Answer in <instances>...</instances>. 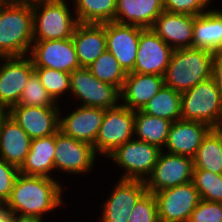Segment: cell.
<instances>
[{"label":"cell","mask_w":222,"mask_h":222,"mask_svg":"<svg viewBox=\"0 0 222 222\" xmlns=\"http://www.w3.org/2000/svg\"><path fill=\"white\" fill-rule=\"evenodd\" d=\"M78 23L102 24L115 20L116 0H74Z\"/></svg>","instance_id":"30"},{"label":"cell","mask_w":222,"mask_h":222,"mask_svg":"<svg viewBox=\"0 0 222 222\" xmlns=\"http://www.w3.org/2000/svg\"><path fill=\"white\" fill-rule=\"evenodd\" d=\"M104 118L93 145L95 153L106 157L134 136L135 111L123 104L104 109Z\"/></svg>","instance_id":"6"},{"label":"cell","mask_w":222,"mask_h":222,"mask_svg":"<svg viewBox=\"0 0 222 222\" xmlns=\"http://www.w3.org/2000/svg\"><path fill=\"white\" fill-rule=\"evenodd\" d=\"M34 72L55 102L65 91H70V73L45 67H34Z\"/></svg>","instance_id":"33"},{"label":"cell","mask_w":222,"mask_h":222,"mask_svg":"<svg viewBox=\"0 0 222 222\" xmlns=\"http://www.w3.org/2000/svg\"><path fill=\"white\" fill-rule=\"evenodd\" d=\"M189 222H222V203L201 199L192 211Z\"/></svg>","instance_id":"37"},{"label":"cell","mask_w":222,"mask_h":222,"mask_svg":"<svg viewBox=\"0 0 222 222\" xmlns=\"http://www.w3.org/2000/svg\"><path fill=\"white\" fill-rule=\"evenodd\" d=\"M163 150L160 152L149 178L144 181L149 193L154 194L191 182L193 179V158L168 152L163 153Z\"/></svg>","instance_id":"8"},{"label":"cell","mask_w":222,"mask_h":222,"mask_svg":"<svg viewBox=\"0 0 222 222\" xmlns=\"http://www.w3.org/2000/svg\"><path fill=\"white\" fill-rule=\"evenodd\" d=\"M142 112L169 121L181 119V93L165 85L141 109Z\"/></svg>","instance_id":"29"},{"label":"cell","mask_w":222,"mask_h":222,"mask_svg":"<svg viewBox=\"0 0 222 222\" xmlns=\"http://www.w3.org/2000/svg\"><path fill=\"white\" fill-rule=\"evenodd\" d=\"M164 85V76L137 72L127 73L120 91L123 105L133 111L141 110Z\"/></svg>","instance_id":"21"},{"label":"cell","mask_w":222,"mask_h":222,"mask_svg":"<svg viewBox=\"0 0 222 222\" xmlns=\"http://www.w3.org/2000/svg\"><path fill=\"white\" fill-rule=\"evenodd\" d=\"M32 139L8 115L0 125V158L20 168L30 151Z\"/></svg>","instance_id":"23"},{"label":"cell","mask_w":222,"mask_h":222,"mask_svg":"<svg viewBox=\"0 0 222 222\" xmlns=\"http://www.w3.org/2000/svg\"><path fill=\"white\" fill-rule=\"evenodd\" d=\"M9 115L33 139L48 137L59 131L60 109L16 104Z\"/></svg>","instance_id":"16"},{"label":"cell","mask_w":222,"mask_h":222,"mask_svg":"<svg viewBox=\"0 0 222 222\" xmlns=\"http://www.w3.org/2000/svg\"><path fill=\"white\" fill-rule=\"evenodd\" d=\"M129 217L128 222H159L155 195L146 192L135 204Z\"/></svg>","instance_id":"35"},{"label":"cell","mask_w":222,"mask_h":222,"mask_svg":"<svg viewBox=\"0 0 222 222\" xmlns=\"http://www.w3.org/2000/svg\"><path fill=\"white\" fill-rule=\"evenodd\" d=\"M68 116L59 119V131L75 140L94 145L104 118V109L79 106Z\"/></svg>","instance_id":"18"},{"label":"cell","mask_w":222,"mask_h":222,"mask_svg":"<svg viewBox=\"0 0 222 222\" xmlns=\"http://www.w3.org/2000/svg\"><path fill=\"white\" fill-rule=\"evenodd\" d=\"M192 182L199 191L201 199L222 203V174L194 169Z\"/></svg>","instance_id":"32"},{"label":"cell","mask_w":222,"mask_h":222,"mask_svg":"<svg viewBox=\"0 0 222 222\" xmlns=\"http://www.w3.org/2000/svg\"><path fill=\"white\" fill-rule=\"evenodd\" d=\"M55 134L33 139L29 153L19 168V173L53 179L49 172L55 168Z\"/></svg>","instance_id":"26"},{"label":"cell","mask_w":222,"mask_h":222,"mask_svg":"<svg viewBox=\"0 0 222 222\" xmlns=\"http://www.w3.org/2000/svg\"><path fill=\"white\" fill-rule=\"evenodd\" d=\"M88 69L100 81L122 90L127 73L109 51L103 52Z\"/></svg>","instance_id":"31"},{"label":"cell","mask_w":222,"mask_h":222,"mask_svg":"<svg viewBox=\"0 0 222 222\" xmlns=\"http://www.w3.org/2000/svg\"><path fill=\"white\" fill-rule=\"evenodd\" d=\"M209 2L210 0H164V11L198 16L207 12L205 8Z\"/></svg>","instance_id":"36"},{"label":"cell","mask_w":222,"mask_h":222,"mask_svg":"<svg viewBox=\"0 0 222 222\" xmlns=\"http://www.w3.org/2000/svg\"><path fill=\"white\" fill-rule=\"evenodd\" d=\"M19 168L0 158V204H5L11 193Z\"/></svg>","instance_id":"38"},{"label":"cell","mask_w":222,"mask_h":222,"mask_svg":"<svg viewBox=\"0 0 222 222\" xmlns=\"http://www.w3.org/2000/svg\"><path fill=\"white\" fill-rule=\"evenodd\" d=\"M194 169L222 174L221 127L212 128L203 138L193 157Z\"/></svg>","instance_id":"27"},{"label":"cell","mask_w":222,"mask_h":222,"mask_svg":"<svg viewBox=\"0 0 222 222\" xmlns=\"http://www.w3.org/2000/svg\"><path fill=\"white\" fill-rule=\"evenodd\" d=\"M11 222H42V218L26 215L18 216V214H12Z\"/></svg>","instance_id":"40"},{"label":"cell","mask_w":222,"mask_h":222,"mask_svg":"<svg viewBox=\"0 0 222 222\" xmlns=\"http://www.w3.org/2000/svg\"><path fill=\"white\" fill-rule=\"evenodd\" d=\"M95 156L92 145L75 140L61 131L55 134V169L72 174L86 173L92 169Z\"/></svg>","instance_id":"14"},{"label":"cell","mask_w":222,"mask_h":222,"mask_svg":"<svg viewBox=\"0 0 222 222\" xmlns=\"http://www.w3.org/2000/svg\"><path fill=\"white\" fill-rule=\"evenodd\" d=\"M172 121L135 111L134 135L137 140L153 144L162 149L165 146Z\"/></svg>","instance_id":"28"},{"label":"cell","mask_w":222,"mask_h":222,"mask_svg":"<svg viewBox=\"0 0 222 222\" xmlns=\"http://www.w3.org/2000/svg\"><path fill=\"white\" fill-rule=\"evenodd\" d=\"M64 0H32L33 41L72 38L78 24Z\"/></svg>","instance_id":"4"},{"label":"cell","mask_w":222,"mask_h":222,"mask_svg":"<svg viewBox=\"0 0 222 222\" xmlns=\"http://www.w3.org/2000/svg\"><path fill=\"white\" fill-rule=\"evenodd\" d=\"M193 48L205 49L214 54L222 53V11L207 10L195 16Z\"/></svg>","instance_id":"25"},{"label":"cell","mask_w":222,"mask_h":222,"mask_svg":"<svg viewBox=\"0 0 222 222\" xmlns=\"http://www.w3.org/2000/svg\"><path fill=\"white\" fill-rule=\"evenodd\" d=\"M144 29L115 21L105 23L107 51L113 54L126 73L134 70L140 33Z\"/></svg>","instance_id":"13"},{"label":"cell","mask_w":222,"mask_h":222,"mask_svg":"<svg viewBox=\"0 0 222 222\" xmlns=\"http://www.w3.org/2000/svg\"><path fill=\"white\" fill-rule=\"evenodd\" d=\"M103 205L101 222H128L132 209L147 192L143 180L120 179Z\"/></svg>","instance_id":"17"},{"label":"cell","mask_w":222,"mask_h":222,"mask_svg":"<svg viewBox=\"0 0 222 222\" xmlns=\"http://www.w3.org/2000/svg\"><path fill=\"white\" fill-rule=\"evenodd\" d=\"M12 213L6 208L5 204H0V222H11Z\"/></svg>","instance_id":"41"},{"label":"cell","mask_w":222,"mask_h":222,"mask_svg":"<svg viewBox=\"0 0 222 222\" xmlns=\"http://www.w3.org/2000/svg\"><path fill=\"white\" fill-rule=\"evenodd\" d=\"M181 119L222 126V96L212 77L181 93Z\"/></svg>","instance_id":"5"},{"label":"cell","mask_w":222,"mask_h":222,"mask_svg":"<svg viewBox=\"0 0 222 222\" xmlns=\"http://www.w3.org/2000/svg\"><path fill=\"white\" fill-rule=\"evenodd\" d=\"M159 222L189 221L192 211L201 201L194 183L188 182L154 193Z\"/></svg>","instance_id":"9"},{"label":"cell","mask_w":222,"mask_h":222,"mask_svg":"<svg viewBox=\"0 0 222 222\" xmlns=\"http://www.w3.org/2000/svg\"><path fill=\"white\" fill-rule=\"evenodd\" d=\"M8 0H0V10Z\"/></svg>","instance_id":"43"},{"label":"cell","mask_w":222,"mask_h":222,"mask_svg":"<svg viewBox=\"0 0 222 222\" xmlns=\"http://www.w3.org/2000/svg\"><path fill=\"white\" fill-rule=\"evenodd\" d=\"M9 115V110L0 103V125L2 121Z\"/></svg>","instance_id":"42"},{"label":"cell","mask_w":222,"mask_h":222,"mask_svg":"<svg viewBox=\"0 0 222 222\" xmlns=\"http://www.w3.org/2000/svg\"><path fill=\"white\" fill-rule=\"evenodd\" d=\"M0 103L8 110L18 104L29 77L34 73L31 58L26 56L0 57Z\"/></svg>","instance_id":"12"},{"label":"cell","mask_w":222,"mask_h":222,"mask_svg":"<svg viewBox=\"0 0 222 222\" xmlns=\"http://www.w3.org/2000/svg\"><path fill=\"white\" fill-rule=\"evenodd\" d=\"M56 103L42 85L38 75L34 72L29 77L18 104L36 107H58Z\"/></svg>","instance_id":"34"},{"label":"cell","mask_w":222,"mask_h":222,"mask_svg":"<svg viewBox=\"0 0 222 222\" xmlns=\"http://www.w3.org/2000/svg\"><path fill=\"white\" fill-rule=\"evenodd\" d=\"M62 188L54 179L19 173L5 206L12 214L42 218L60 206Z\"/></svg>","instance_id":"1"},{"label":"cell","mask_w":222,"mask_h":222,"mask_svg":"<svg viewBox=\"0 0 222 222\" xmlns=\"http://www.w3.org/2000/svg\"><path fill=\"white\" fill-rule=\"evenodd\" d=\"M173 51L151 28H145L140 33L132 72L164 76Z\"/></svg>","instance_id":"15"},{"label":"cell","mask_w":222,"mask_h":222,"mask_svg":"<svg viewBox=\"0 0 222 222\" xmlns=\"http://www.w3.org/2000/svg\"><path fill=\"white\" fill-rule=\"evenodd\" d=\"M212 128L200 121L179 119L172 123L164 147L167 152L193 158Z\"/></svg>","instance_id":"19"},{"label":"cell","mask_w":222,"mask_h":222,"mask_svg":"<svg viewBox=\"0 0 222 222\" xmlns=\"http://www.w3.org/2000/svg\"><path fill=\"white\" fill-rule=\"evenodd\" d=\"M214 53L199 48H181L172 52L164 75L165 86L183 93L212 77Z\"/></svg>","instance_id":"3"},{"label":"cell","mask_w":222,"mask_h":222,"mask_svg":"<svg viewBox=\"0 0 222 222\" xmlns=\"http://www.w3.org/2000/svg\"><path fill=\"white\" fill-rule=\"evenodd\" d=\"M195 16L163 11L151 29L173 50L191 48Z\"/></svg>","instance_id":"20"},{"label":"cell","mask_w":222,"mask_h":222,"mask_svg":"<svg viewBox=\"0 0 222 222\" xmlns=\"http://www.w3.org/2000/svg\"><path fill=\"white\" fill-rule=\"evenodd\" d=\"M30 50L34 67L52 68L71 73L80 69L72 38L33 41Z\"/></svg>","instance_id":"11"},{"label":"cell","mask_w":222,"mask_h":222,"mask_svg":"<svg viewBox=\"0 0 222 222\" xmlns=\"http://www.w3.org/2000/svg\"><path fill=\"white\" fill-rule=\"evenodd\" d=\"M212 78L222 96V53L214 55L212 62Z\"/></svg>","instance_id":"39"},{"label":"cell","mask_w":222,"mask_h":222,"mask_svg":"<svg viewBox=\"0 0 222 222\" xmlns=\"http://www.w3.org/2000/svg\"><path fill=\"white\" fill-rule=\"evenodd\" d=\"M81 68H88L107 50L105 23H78L72 36Z\"/></svg>","instance_id":"22"},{"label":"cell","mask_w":222,"mask_h":222,"mask_svg":"<svg viewBox=\"0 0 222 222\" xmlns=\"http://www.w3.org/2000/svg\"><path fill=\"white\" fill-rule=\"evenodd\" d=\"M161 151L158 146L135 138L117 147L107 157L126 171L120 179L145 181L157 163Z\"/></svg>","instance_id":"7"},{"label":"cell","mask_w":222,"mask_h":222,"mask_svg":"<svg viewBox=\"0 0 222 222\" xmlns=\"http://www.w3.org/2000/svg\"><path fill=\"white\" fill-rule=\"evenodd\" d=\"M164 11V0H116L115 22L151 28Z\"/></svg>","instance_id":"24"},{"label":"cell","mask_w":222,"mask_h":222,"mask_svg":"<svg viewBox=\"0 0 222 222\" xmlns=\"http://www.w3.org/2000/svg\"><path fill=\"white\" fill-rule=\"evenodd\" d=\"M32 43V0H8L0 10V57L27 56Z\"/></svg>","instance_id":"2"},{"label":"cell","mask_w":222,"mask_h":222,"mask_svg":"<svg viewBox=\"0 0 222 222\" xmlns=\"http://www.w3.org/2000/svg\"><path fill=\"white\" fill-rule=\"evenodd\" d=\"M70 91L83 103L82 106L108 108L116 106L121 99L120 90L100 81L88 68L70 73Z\"/></svg>","instance_id":"10"}]
</instances>
